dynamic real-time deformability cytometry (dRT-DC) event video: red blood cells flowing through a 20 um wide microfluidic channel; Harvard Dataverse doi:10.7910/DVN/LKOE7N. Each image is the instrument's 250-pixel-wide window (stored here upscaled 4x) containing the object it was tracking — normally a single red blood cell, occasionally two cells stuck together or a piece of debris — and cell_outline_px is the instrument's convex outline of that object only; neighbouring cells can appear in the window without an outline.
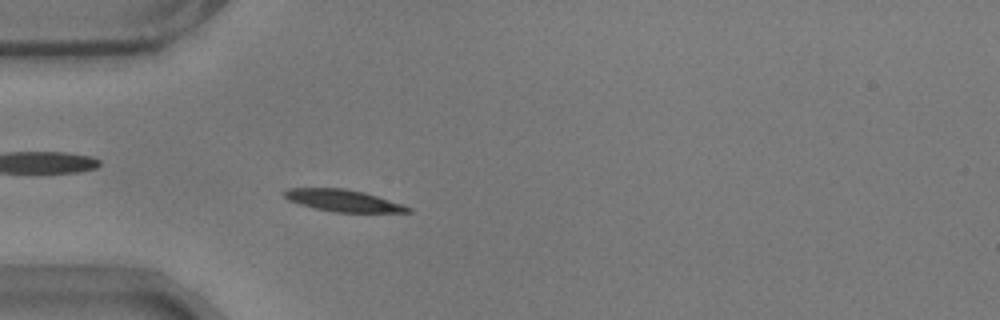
{"species": "common noctule bat (a hibernating species)", "species_latin": "Nyctalus noctula", "temperature_condition": "warm", "stored_images_in_passage": 55, "camera_frame_rate_fps": 3000, "um_per_image_px": 0.085, "animal": {"sex": "male", "body_mass_g": 17.9}, "frame": {"image": 1, "passage_image": 14, "time_ms": 4.333, "image_size_px": [1000, 320], "cell_outline_px": [[412, 212], [336, 212], [316, 208], [300, 204], [288, 200], [280, 192], [288, 188], [344, 188], [364, 192], [404, 204], [412, 208]], "centroid_in_image_um": [29.17, 17.04], "position_along_channel_um": 55.8, "area_um2": 15.78}}
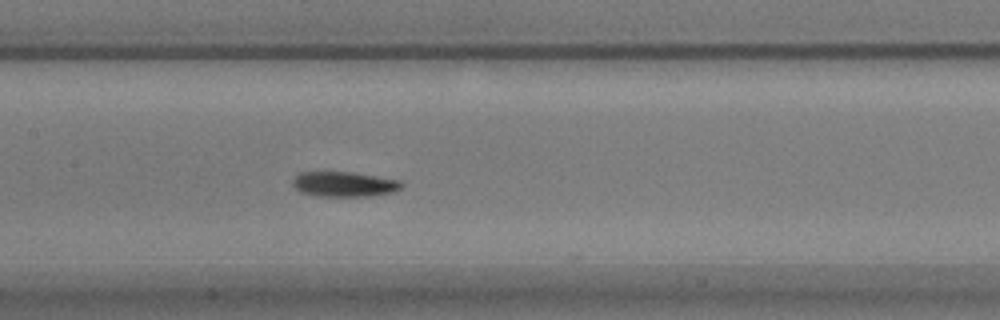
{"frame": {"image": 2, "passage_image": 25, "time_ms": 8.0, "image_size_px": [1000, 320], "cell_outline_px": [[404, 184], [396, 192], [372, 196], [316, 196], [300, 192], [292, 184], [292, 180], [300, 172], [352, 172], [400, 180]], "centroid_in_image_um": [29.28, 15.66], "position_along_channel_um": 178.1, "area_um2": 16.01}}
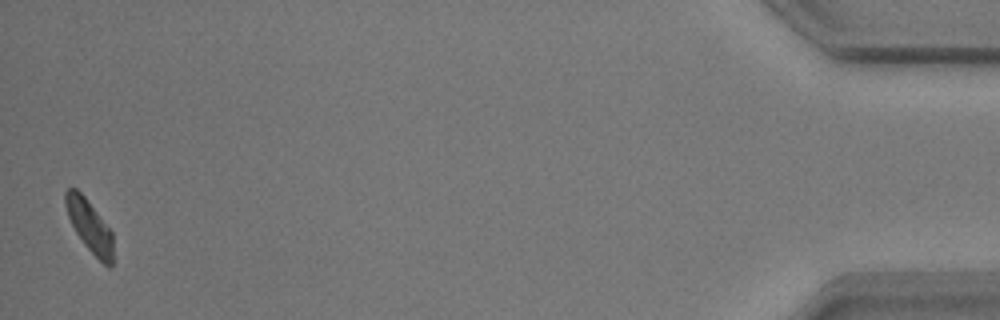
{"frame": {"image": 3, "passage_image": 54, "time_ms": 17.667, "image_size_px": [1000, 320], "cell_outline_px": [[112, 268], [108, 268], [84, 244], [76, 232], [68, 216], [64, 204], [64, 192], [68, 188], [76, 188], [84, 196], [112, 232]], "centroid_in_image_um": [7.59, 19.19], "position_along_channel_um": 427.6, "area_um2": 14.16}, "authors_computed_cell_mechanics": {"area_um2": 15.7794, "velocity_mm_per_s": 3.4926, "shape_relaxation_time_tau1_ms": 3.0987, "shape_relaxation_time_tau2_ms": null, "deformation_change_tau1": 0.1549, "deformation_change_tau2": null}}